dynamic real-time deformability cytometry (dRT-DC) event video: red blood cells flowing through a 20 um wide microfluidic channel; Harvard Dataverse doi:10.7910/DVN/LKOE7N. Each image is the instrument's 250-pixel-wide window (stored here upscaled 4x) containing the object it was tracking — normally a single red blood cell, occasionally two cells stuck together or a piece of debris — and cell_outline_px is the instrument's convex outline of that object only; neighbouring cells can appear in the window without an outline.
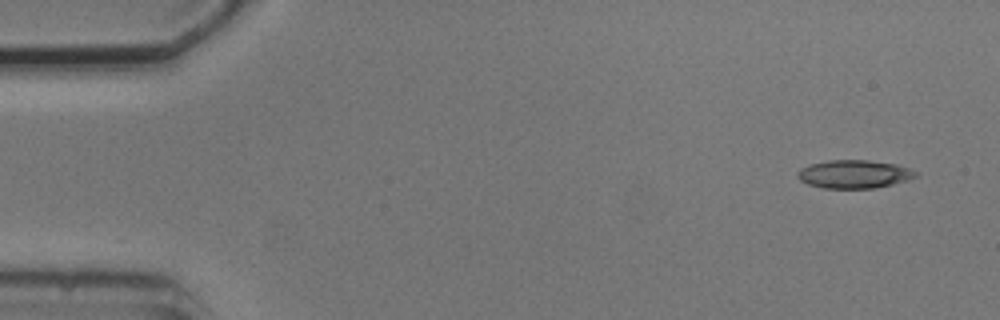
{"species": "common noctule bat (a hibernating species)", "species_latin": "Nyctalus noctula", "temperature_condition": "cold", "stored_images_in_passage": 8, "camera_frame_rate_fps": 3000, "um_per_image_px": 0.085, "animal": {"sex": "male", "body_mass_g": 20.5, "forearm_length_mm": 52.5}, "frame": {"image": 1, "passage_image": 1, "time_ms": 0.0, "image_size_px": [1000, 320], "cell_outline_px": [[920, 172], [916, 176], [908, 180], [876, 188], [824, 188], [808, 184], [800, 180], [796, 176], [796, 172], [800, 168], [808, 164], [828, 160], [868, 160], [896, 164]], "centroid_in_image_um": [72.58, 14.79], "position_along_channel_um": 12.4, "area_um2": 19.59}}
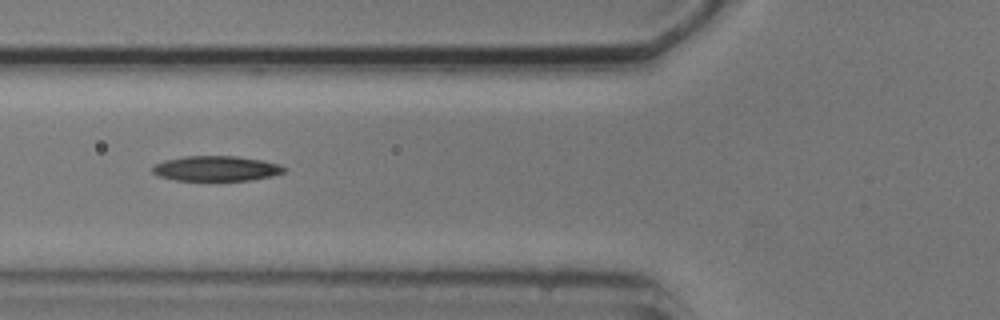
{"frame": {"image": 2, "passage_image": 6, "time_ms": 5.667, "image_size_px": [1000, 320], "cell_outline_px": [[288, 168], [284, 172], [272, 176], [252, 180], [176, 180], [156, 176], [152, 172], [152, 168], [156, 164], [164, 160], [184, 156], [236, 156], [264, 160], [280, 164]], "centroid_in_image_um": [18.4, 14.32], "position_along_channel_um": 107.4, "area_um2": 19.42}}
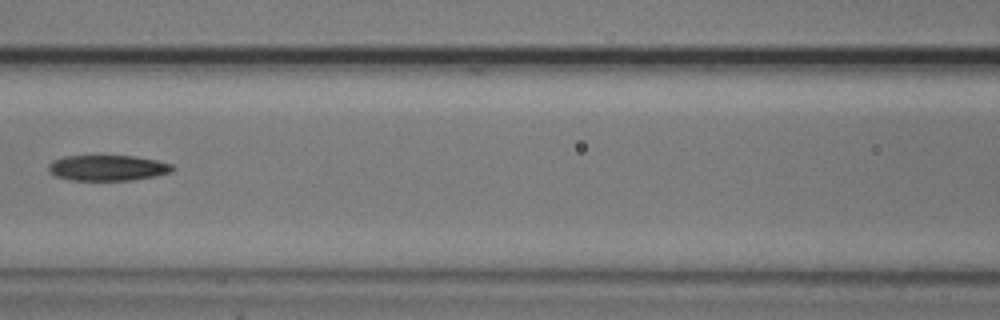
{"frame": {"image": 3, "passage_image": 7, "time_ms": 7.0, "image_size_px": [1000, 320], "cell_outline_px": [[176, 168], [172, 172], [156, 176], [132, 180], [72, 180], [56, 176], [48, 172], [48, 164], [52, 160], [64, 156], [136, 156], [156, 160], [172, 164]], "centroid_in_image_um": [9.16, 14.27], "position_along_channel_um": 157.4, "area_um2": 18.67}}